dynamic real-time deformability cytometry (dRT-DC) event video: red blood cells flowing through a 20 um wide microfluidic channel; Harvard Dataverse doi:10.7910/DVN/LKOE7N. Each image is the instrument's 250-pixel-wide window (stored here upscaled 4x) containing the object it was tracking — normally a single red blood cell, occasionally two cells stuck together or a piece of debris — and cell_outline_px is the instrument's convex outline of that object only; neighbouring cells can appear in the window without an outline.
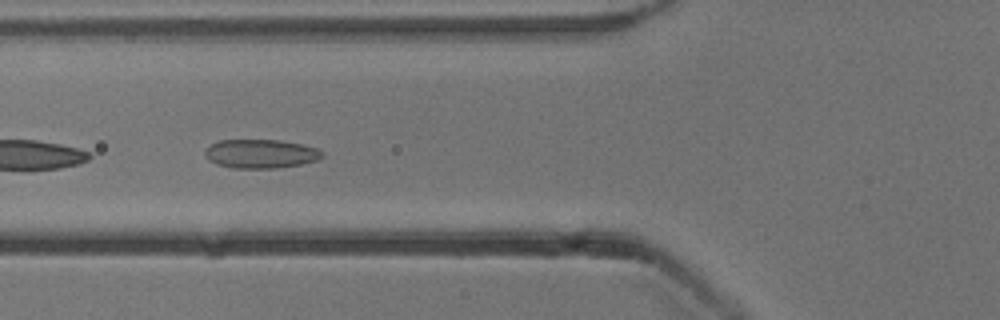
{"species": "common noctule bat (a hibernating species)", "species_latin": "Nyctalus noctula", "temperature_condition": "cold", "stored_images_in_passage": 31, "camera_frame_rate_fps": 3000, "um_per_image_px": 0.085, "animal": {"sex": "male", "body_mass_g": 13.3}, "frame": {"image": 1, "passage_image": 14, "time_ms": 4.333, "image_size_px": [1000, 320], "cell_outline_px": [[324, 156], [316, 160], [300, 164], [276, 168], [232, 168], [208, 160], [204, 152], [212, 144], [220, 140], [280, 140], [304, 144], [316, 148], [324, 152]], "centroid_in_image_um": [22.2, 13.06], "position_along_channel_um": 103.6, "area_um2": 19.59}}
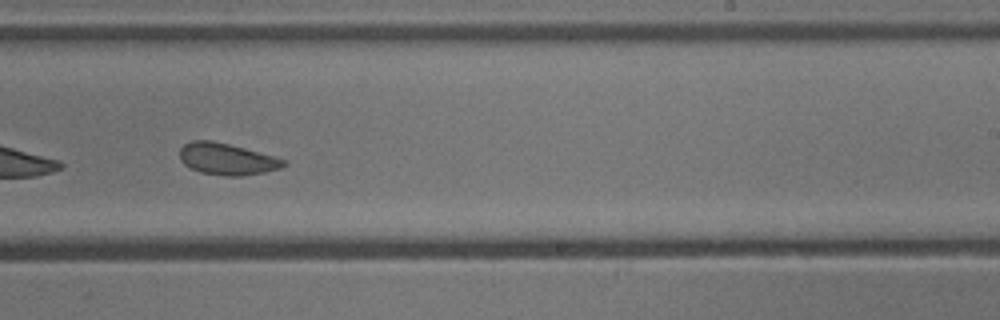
{"frame": {"image": 2, "passage_image": 27, "time_ms": 8.667, "image_size_px": [1000, 320], "cell_outline_px": [[288, 164], [280, 168], [264, 172], [240, 176], [228, 176], [200, 172], [184, 164], [180, 160], [180, 148], [184, 144], [192, 140], [212, 140], [244, 148], [288, 160]], "centroid_in_image_um": [19.29, 13.51], "position_along_channel_um": 269.7, "area_um2": 19.07}}